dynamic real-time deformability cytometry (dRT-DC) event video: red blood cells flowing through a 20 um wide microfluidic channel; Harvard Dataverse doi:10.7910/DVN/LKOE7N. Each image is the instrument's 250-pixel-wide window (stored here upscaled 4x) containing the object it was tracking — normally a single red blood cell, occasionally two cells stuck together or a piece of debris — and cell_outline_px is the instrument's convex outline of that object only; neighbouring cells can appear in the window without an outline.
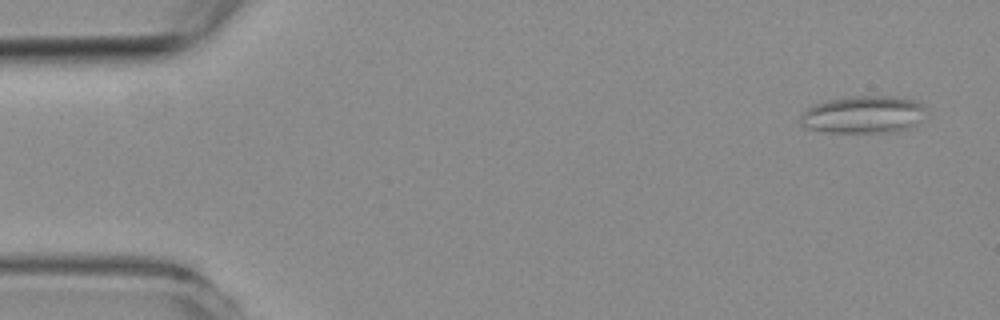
{"species": "common noctule bat (a hibernating species)", "species_latin": "Nyctalus noctula", "temperature_condition": "room temperature", "stored_images_in_passage": 5, "camera_frame_rate_fps": 3000, "um_per_image_px": 0.085, "animal": {"sex": "female", "body_mass_g": 19.3, "forearm_length_mm": 54.1}, "frame": {"image": 1, "passage_image": 1, "time_ms": 0.0, "image_size_px": [1000, 320], "cell_outline_px": [[932, 112], [928, 116], [912, 128], [896, 132], [824, 132], [804, 128], [800, 124], [800, 116], [812, 104], [828, 100], [852, 96], [892, 96], [916, 100], [924, 104]], "centroid_in_image_um": [73.49, 9.74], "position_along_channel_um": 11.5, "area_um2": 28.32}}